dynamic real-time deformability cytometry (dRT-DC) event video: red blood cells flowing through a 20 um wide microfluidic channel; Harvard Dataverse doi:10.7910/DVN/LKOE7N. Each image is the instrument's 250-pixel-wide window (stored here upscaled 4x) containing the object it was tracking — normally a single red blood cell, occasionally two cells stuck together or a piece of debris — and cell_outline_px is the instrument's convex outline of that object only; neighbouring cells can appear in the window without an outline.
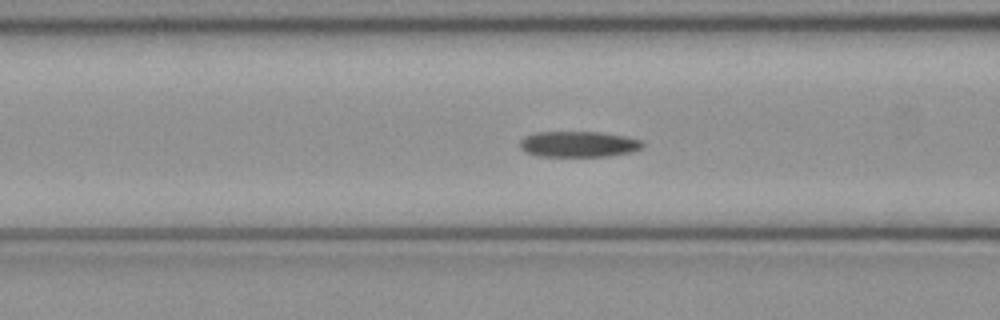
{"species": "common noctule bat (a hibernating species)", "species_latin": "Nyctalus noctula", "temperature_condition": "cold", "stored_images_in_passage": 50, "camera_frame_rate_fps": 3000, "um_per_image_px": 0.085, "animal": {"sex": "female", "body_mass_g": 21.9}, "frame": {"image": 1, "passage_image": 19, "time_ms": 6.0, "image_size_px": [1000, 320], "cell_outline_px": [[644, 148], [632, 152], [608, 156], [536, 156], [520, 148], [520, 140], [524, 136], [536, 132], [600, 132], [624, 136], [640, 140], [644, 144]], "centroid_in_image_um": [49.18, 12.25], "position_along_channel_um": 117.4, "area_um2": 18.5}}
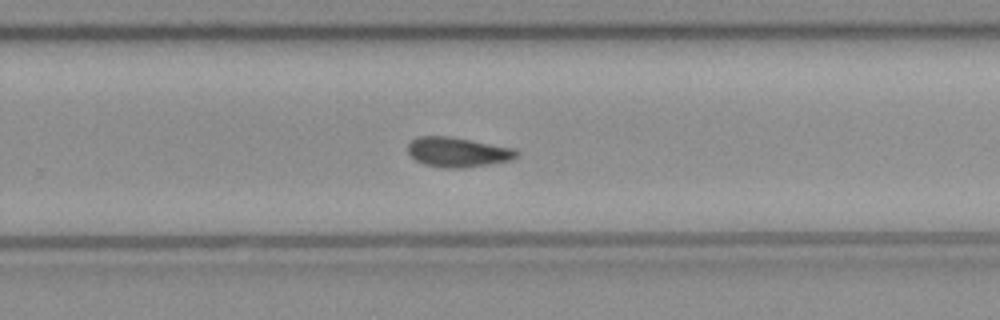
{"frame": {"image": 2, "passage_image": 32, "time_ms": 10.333, "image_size_px": [1000, 320], "cell_outline_px": [[520, 156], [512, 160], [464, 168], [444, 168], [424, 164], [416, 160], [408, 152], [408, 144], [416, 136], [448, 136], [516, 148], [520, 152]], "centroid_in_image_um": [38.95, 12.93], "position_along_channel_um": 290.8, "area_um2": 19.02}}
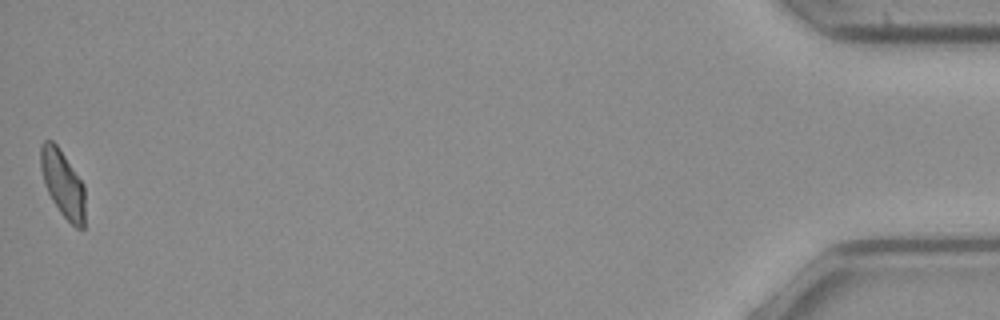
{"frame": {"image": 3, "passage_image": 50, "time_ms": 16.333, "image_size_px": [1000, 320], "cell_outline_px": [[84, 228], [76, 228], [60, 212], [52, 200], [44, 184], [40, 168], [40, 144], [44, 140], [52, 140], [56, 144], [84, 184]], "centroid_in_image_um": [5.31, 15.59], "position_along_channel_um": 429.9, "area_um2": 17.22}, "authors_computed_cell_mechanics": {"area_um2": 18.496, "velocity_mm_per_s": 4.0035, "shape_relaxation_time_tau1_ms": null, "shape_relaxation_time_tau2_ms": 7.9794, "deformation_change_tau1": null, "deformation_change_tau2": 0.1535}}